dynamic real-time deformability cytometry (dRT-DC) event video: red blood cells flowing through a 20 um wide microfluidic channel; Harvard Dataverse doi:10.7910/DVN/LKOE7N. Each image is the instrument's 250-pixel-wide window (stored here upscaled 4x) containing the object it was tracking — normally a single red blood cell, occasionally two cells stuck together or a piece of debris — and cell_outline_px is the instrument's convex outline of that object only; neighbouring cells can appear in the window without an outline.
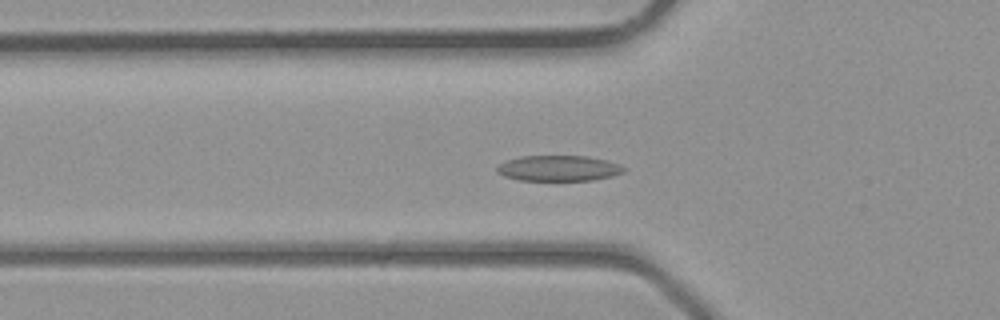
{"species": "common noctule bat (a hibernating species)", "species_latin": "Nyctalus noctula", "temperature_condition": "room temperature", "stored_images_in_passage": 30, "camera_frame_rate_fps": 3000, "um_per_image_px": 0.085, "animal": {"sex": "male", "body_mass_g": 23.1, "forearm_length_mm": 52.7}, "frame": {"image": 1, "passage_image": 4, "time_ms": 1.0, "image_size_px": [1000, 320], "cell_outline_px": [[628, 168], [624, 172], [612, 176], [592, 180], [520, 180], [504, 176], [496, 172], [496, 168], [500, 164], [508, 160], [520, 156], [588, 156], [608, 160], [620, 164]], "centroid_in_image_um": [47.53, 14.3], "position_along_channel_um": 78.3, "area_um2": 19.02}}
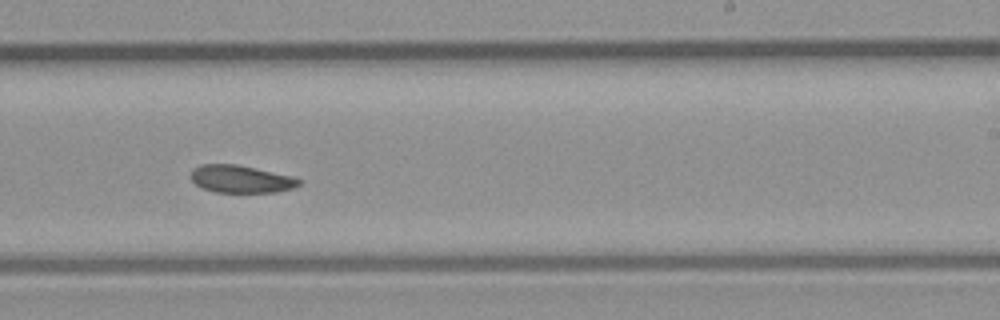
{"frame": {"image": 2, "passage_image": 15, "time_ms": 4.667, "image_size_px": [1000, 320], "cell_outline_px": [[300, 184], [292, 188], [276, 192], [216, 192], [204, 188], [196, 184], [192, 180], [192, 168], [200, 164], [236, 164], [292, 176], [300, 180]], "centroid_in_image_um": [20.46, 15.21], "position_along_channel_um": 268.5, "area_um2": 17.11}}
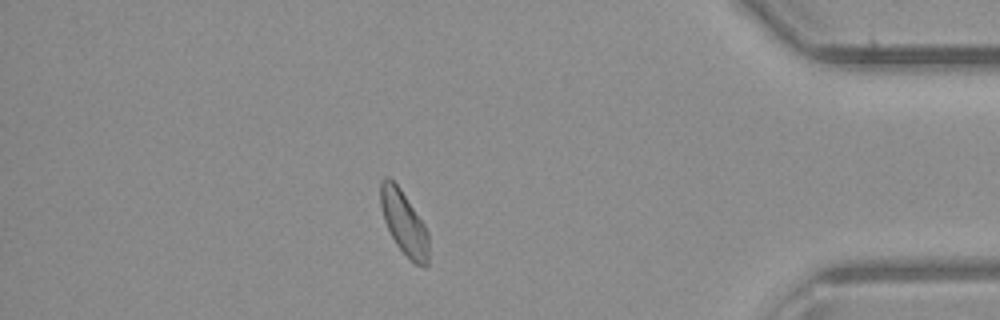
{"frame": {"image": 3, "passage_image": 25, "time_ms": 8.0, "image_size_px": [1000, 320], "cell_outline_px": [[428, 264], [424, 268], [416, 264], [396, 244], [384, 220], [380, 208], [380, 180], [384, 176], [388, 176], [400, 188], [424, 224], [428, 232]], "centroid_in_image_um": [34.32, 18.9], "position_along_channel_um": 400.9, "area_um2": 17.74}}